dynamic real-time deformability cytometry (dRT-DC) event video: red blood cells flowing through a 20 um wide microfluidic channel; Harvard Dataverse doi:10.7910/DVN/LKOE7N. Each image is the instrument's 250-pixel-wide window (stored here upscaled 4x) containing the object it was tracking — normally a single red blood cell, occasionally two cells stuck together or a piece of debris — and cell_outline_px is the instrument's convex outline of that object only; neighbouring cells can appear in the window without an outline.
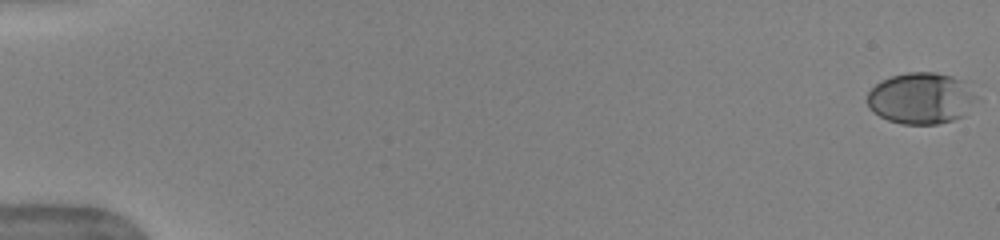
{"species": "human", "species_latin": "Homo sapiens", "temperature_condition": "warm", "stored_images_in_passage": 53, "camera_frame_rate_fps": 3000, "um_per_image_px": 0.085, "donor": {"sex": "female"}, "frame": {"image": 1, "passage_image": 1, "time_ms": 0.0, "image_size_px": [1000, 240], "cell_outline_px": [[976, 100], [964, 116], [952, 120], [936, 124], [904, 124], [888, 120], [872, 112], [868, 108], [868, 92], [880, 80], [892, 76], [908, 72], [936, 72], [972, 80], [976, 96]], "centroid_in_image_um": [78.36, 8.32], "position_along_channel_um": 6.6, "area_um2": 33.41}}
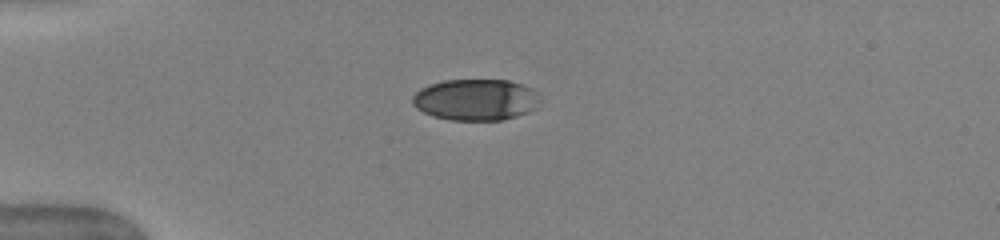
{"frame": {"image": 2, "passage_image": 15, "time_ms": 4.667, "image_size_px": [1000, 240], "cell_outline_px": [[540, 100], [536, 108], [528, 112], [504, 120], [452, 120], [436, 116], [424, 112], [416, 108], [412, 104], [412, 96], [420, 88], [428, 84], [444, 80], [508, 80], [532, 88], [536, 92]], "centroid_in_image_um": [40.43, 8.47], "position_along_channel_um": 44.6, "area_um2": 30.81}}
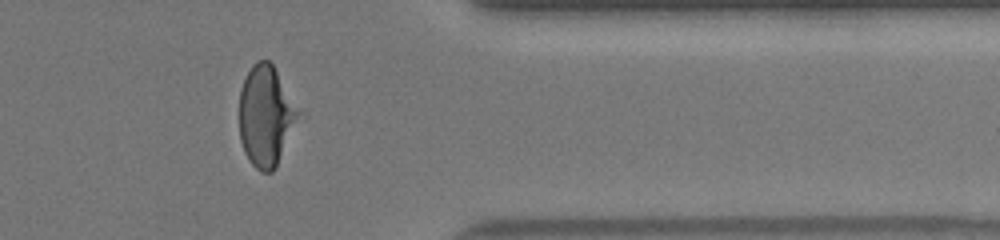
{"frame": {"image": 3, "passage_image": 44, "time_ms": 14.333, "image_size_px": [1000, 240], "cell_outline_px": [[304, 112], [276, 168], [272, 172], [260, 172], [252, 164], [244, 152], [240, 140], [240, 88], [252, 64], [256, 60], [268, 60], [272, 64]], "centroid_in_image_um": [22.66, 9.86], "position_along_channel_um": 388.7, "area_um2": 35.49}, "authors_computed_cell_mechanics": {"area_um2": 33.7552, "velocity_mm_per_s": 3.9694, "shape_relaxation_time_tau1_ms": 4.7185, "shape_relaxation_time_tau2_ms": null, "deformation_change_tau1": 0.2058, "deformation_change_tau2": null}}